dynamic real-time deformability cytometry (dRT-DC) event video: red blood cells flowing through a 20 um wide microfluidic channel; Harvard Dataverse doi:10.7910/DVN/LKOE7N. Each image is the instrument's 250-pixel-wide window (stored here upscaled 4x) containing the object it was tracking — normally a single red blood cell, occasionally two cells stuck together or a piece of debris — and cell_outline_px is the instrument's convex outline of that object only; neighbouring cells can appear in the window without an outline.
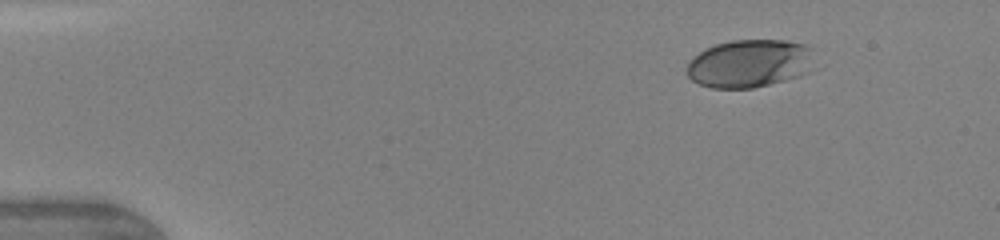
{"species": "human", "species_latin": "Homo sapiens", "temperature_condition": "warm", "stored_images_in_passage": 58, "camera_frame_rate_fps": 3000, "um_per_image_px": 0.085, "donor": {"sex": "female"}, "frame": {"image": 1, "passage_image": 1, "time_ms": 0.0, "image_size_px": [1000, 240], "cell_outline_px": [[812, 48], [808, 72], [800, 76], [752, 88], [712, 88], [700, 84], [692, 80], [688, 76], [684, 68], [688, 60], [692, 56], [704, 48], [716, 44], [732, 40], [788, 40], [808, 44]], "centroid_in_image_um": [63.64, 5.38], "position_along_channel_um": 21.4, "area_um2": 35.95}}
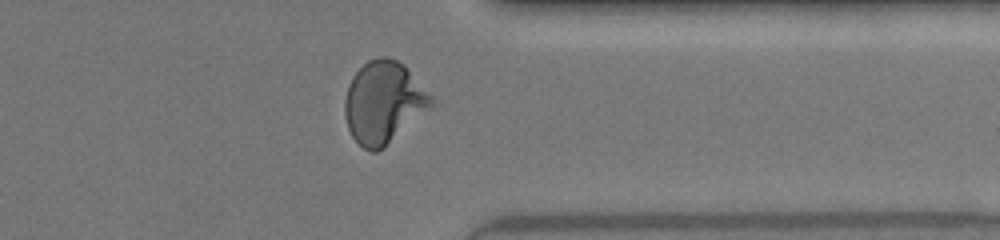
{"frame": {"image": 2, "passage_image": 47, "time_ms": 10.667, "image_size_px": [1000, 240], "cell_outline_px": [[432, 108], [384, 148], [376, 152], [372, 152], [364, 148], [352, 136], [348, 128], [344, 116], [344, 100], [348, 84], [352, 76], [368, 60], [376, 56], [388, 56], [404, 64], [432, 96]], "centroid_in_image_um": [32.6, 8.7], "position_along_channel_um": 378.8, "area_um2": 41.62}}
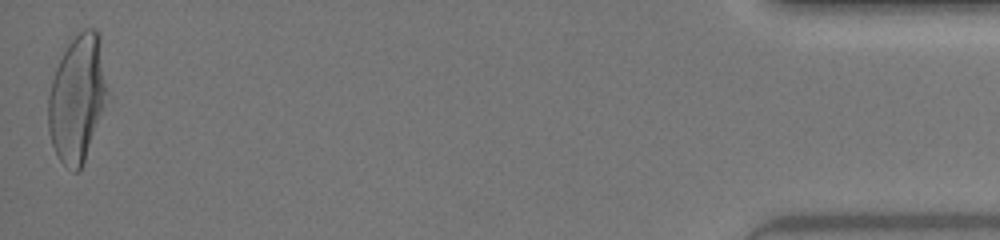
{"frame": {"image": 3, "passage_image": 58, "time_ms": 13.667, "image_size_px": [1000, 240], "cell_outline_px": [[104, 108], [84, 160], [80, 168], [76, 172], [64, 164], [60, 160], [52, 144], [48, 132], [48, 96], [52, 80], [56, 68], [68, 44], [84, 28], [96, 28], [100, 36], [104, 84]], "centroid_in_image_um": [6.52, 8.36], "position_along_channel_um": 428.7, "area_um2": 42.25}, "authors_computed_cell_mechanics": {"area_um2": 38.8416, "velocity_mm_per_s": 4.3031, "shape_relaxation_time_tau1_ms": 3.7976, "shape_relaxation_time_tau2_ms": null, "deformation_change_tau1": 0.2171, "deformation_change_tau2": null}}